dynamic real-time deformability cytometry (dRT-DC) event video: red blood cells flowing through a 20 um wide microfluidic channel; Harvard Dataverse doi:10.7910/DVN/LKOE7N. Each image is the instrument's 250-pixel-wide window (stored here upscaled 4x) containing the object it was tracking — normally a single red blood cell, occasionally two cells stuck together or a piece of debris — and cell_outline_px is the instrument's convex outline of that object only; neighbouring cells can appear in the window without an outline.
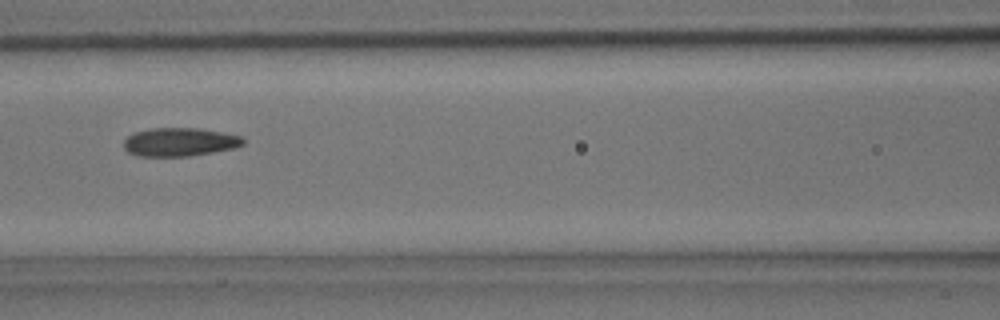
{"species": "common noctule bat (a hibernating species)", "species_latin": "Nyctalus noctula", "temperature_condition": "room temperature", "stored_images_in_passage": 6, "camera_frame_rate_fps": 3000, "um_per_image_px": 0.085, "animal": {"sex": "male", "body_mass_g": 15.6}, "frame": {"image": 1, "passage_image": 6, "time_ms": 1.667, "image_size_px": [1000, 320], "cell_outline_px": [[244, 144], [232, 148], [212, 152], [188, 156], [136, 156], [128, 152], [124, 148], [124, 140], [132, 132], [152, 128], [200, 128], [240, 136], [244, 140]], "centroid_in_image_um": [15.21, 12.07], "position_along_channel_um": 151.4, "area_um2": 19.71}}